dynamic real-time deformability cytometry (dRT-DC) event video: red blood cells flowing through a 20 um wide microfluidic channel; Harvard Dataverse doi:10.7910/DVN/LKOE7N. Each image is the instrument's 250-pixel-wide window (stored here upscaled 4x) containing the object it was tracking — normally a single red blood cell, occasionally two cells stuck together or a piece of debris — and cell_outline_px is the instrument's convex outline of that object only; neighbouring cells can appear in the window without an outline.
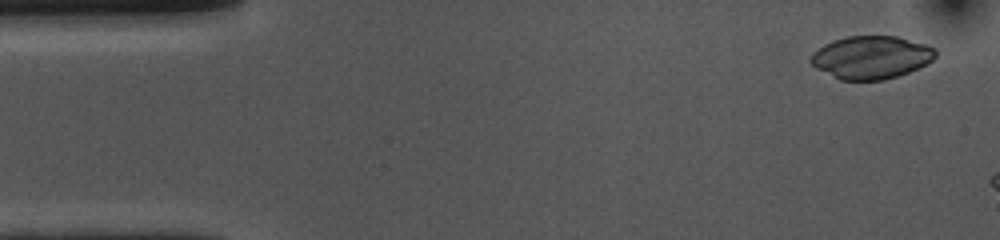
{"species": "common noctule bat (a hibernating species)", "species_latin": "Nyctalus noctula", "temperature_condition": "cold", "stored_images_in_passage": 7, "camera_frame_rate_fps": 3000, "um_per_image_px": 0.085, "animal": {"sex": "female", "body_mass_g": 10.0, "forearm_length_mm": 53.1}, "frame": {"image": 1, "passage_image": 2, "time_ms": 0.333, "image_size_px": [1000, 240], "cell_outline_px": [[936, 56], [932, 60], [908, 72], [884, 80], [840, 80], [816, 68], [808, 60], [812, 52], [824, 44], [832, 40], [848, 36], [896, 36], [924, 44], [936, 48]], "centroid_in_image_um": [74.0, 4.87], "position_along_channel_um": 11.0, "area_um2": 31.1}}